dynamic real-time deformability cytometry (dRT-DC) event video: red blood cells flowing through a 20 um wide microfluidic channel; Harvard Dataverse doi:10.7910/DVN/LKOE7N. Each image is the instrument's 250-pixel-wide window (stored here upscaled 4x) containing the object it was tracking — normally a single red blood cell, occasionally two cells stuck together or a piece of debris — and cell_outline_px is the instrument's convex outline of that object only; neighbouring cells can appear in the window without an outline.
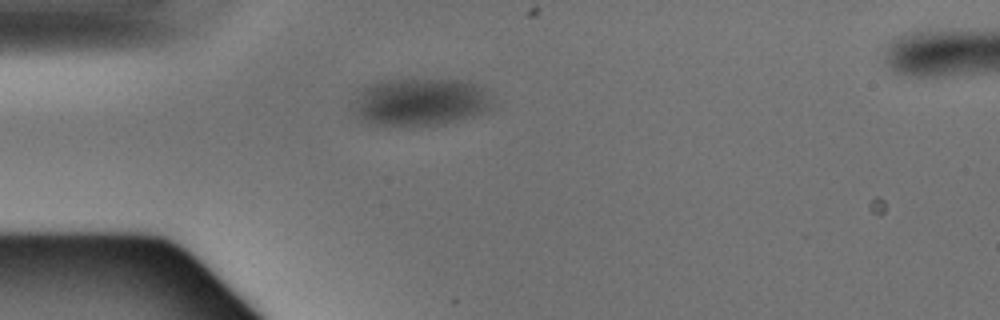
{"species": "Egyptian fruit bat (a non-hibernating species)", "species_latin": "Rousettus aegyptiacus", "temperature_condition": "warm", "stored_images_in_passage": 4, "camera_frame_rate_fps": 3000, "um_per_image_px": 0.085, "animal": {"sex": "male"}, "frame": {"image": 1, "passage_image": 4, "time_ms": 1.0, "image_size_px": [1000, 320], "cell_outline_px": [[496, 104], [492, 112], [444, 124], [376, 124], [360, 120], [352, 112], [348, 104], [348, 100], [360, 88], [376, 80], [460, 80], [476, 84], [492, 92], [496, 96]], "centroid_in_image_um": [35.75, 8.65], "position_along_channel_um": 49.3, "area_um2": 40.11}}